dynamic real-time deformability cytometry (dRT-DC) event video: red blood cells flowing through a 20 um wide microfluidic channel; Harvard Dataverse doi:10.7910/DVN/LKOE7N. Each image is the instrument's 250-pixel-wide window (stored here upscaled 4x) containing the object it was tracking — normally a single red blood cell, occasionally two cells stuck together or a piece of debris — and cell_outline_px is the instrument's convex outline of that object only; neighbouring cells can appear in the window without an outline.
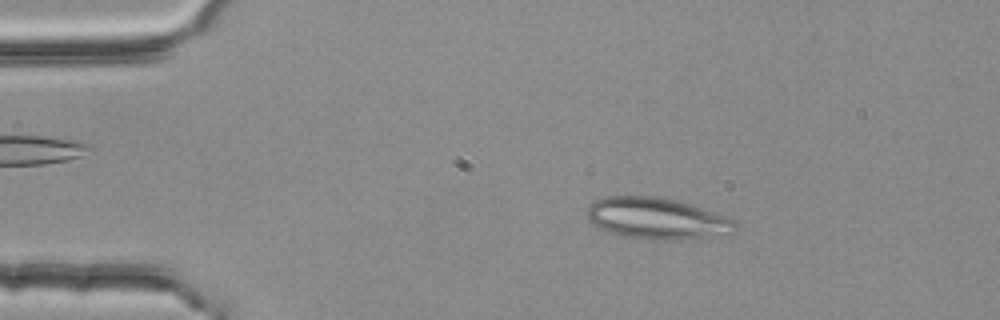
{"species": "common noctule bat (a hibernating species)", "species_latin": "Nyctalus noctula", "temperature_condition": "room temperature", "stored_images_in_passage": 5, "camera_frame_rate_fps": 3000, "um_per_image_px": 0.085, "animal": {"sex": "female", "body_mass_g": 25.1}, "frame": {"image": 1, "passage_image": 2, "time_ms": 0.333, "image_size_px": [1000, 320], "cell_outline_px": [[736, 224], [704, 236], [680, 240], [664, 240], [620, 236], [596, 228], [588, 220], [588, 208], [596, 200], [604, 196], [656, 196], [676, 200], [732, 216], [736, 220]], "centroid_in_image_um": [55.7, 18.53], "position_along_channel_um": 29.3, "area_um2": 35.08}}